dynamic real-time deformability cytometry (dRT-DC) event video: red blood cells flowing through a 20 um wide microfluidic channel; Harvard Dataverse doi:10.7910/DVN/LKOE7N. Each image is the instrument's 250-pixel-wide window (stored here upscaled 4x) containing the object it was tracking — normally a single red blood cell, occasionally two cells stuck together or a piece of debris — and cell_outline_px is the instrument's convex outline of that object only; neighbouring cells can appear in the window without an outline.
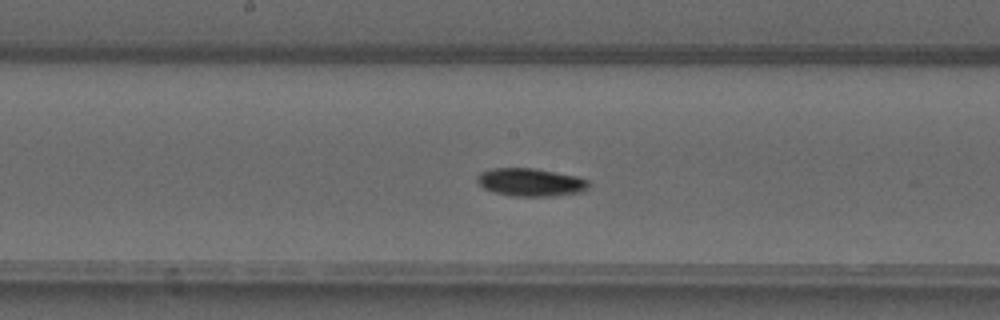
{"species": "common noctule bat (a hibernating species)", "species_latin": "Nyctalus noctula", "temperature_condition": "warm", "stored_images_in_passage": 47, "camera_frame_rate_fps": 3000, "um_per_image_px": 0.085, "animal": {"sex": "male", "forearm_length_mm": 52.5}, "frame": {"image": 1, "passage_image": 23, "time_ms": 7.333, "image_size_px": [1000, 320], "cell_outline_px": [[588, 188], [580, 192], [556, 196], [508, 196], [492, 192], [484, 188], [476, 180], [476, 176], [480, 172], [492, 168], [532, 168], [576, 176], [588, 180]], "centroid_in_image_um": [45.05, 15.5], "position_along_channel_um": 203.1, "area_um2": 18.21}}
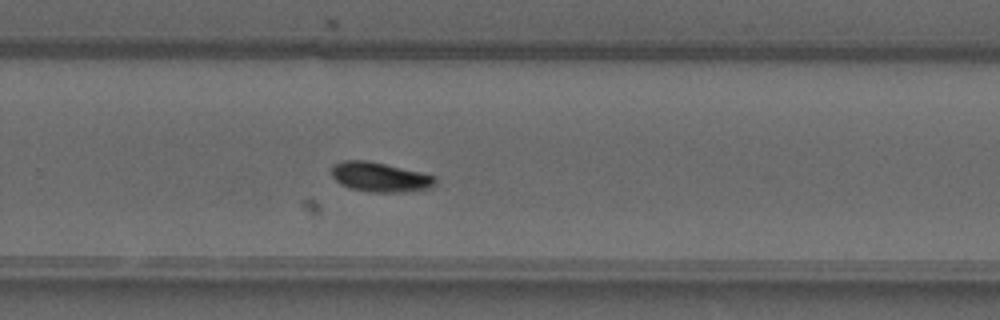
{"frame": {"image": 2, "passage_image": 30, "time_ms": 9.667, "image_size_px": [1000, 320], "cell_outline_px": [[436, 184], [432, 188], [404, 192], [368, 192], [348, 188], [340, 184], [332, 176], [332, 164], [344, 160], [368, 160], [420, 172], [436, 176]], "centroid_in_image_um": [32.29, 15.06], "position_along_channel_um": 297.5, "area_um2": 18.09}}
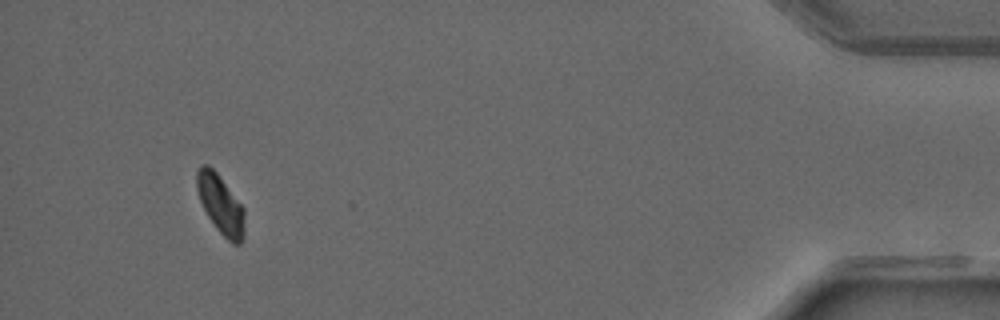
{"frame": {"image": 3, "passage_image": 44, "time_ms": 14.333, "image_size_px": [1000, 320], "cell_outline_px": [[244, 240], [240, 244], [232, 244], [216, 228], [208, 216], [200, 200], [196, 188], [196, 172], [200, 164], [208, 164], [216, 172], [244, 208]], "centroid_in_image_um": [18.74, 17.37], "position_along_channel_um": 416.5, "area_um2": 16.36}, "authors_computed_cell_mechanics": {"area_um2": 16.9932, "velocity_mm_per_s": 4.0686, "shape_relaxation_time_tau1_ms": 3.2087, "shape_relaxation_time_tau2_ms": null, "deformation_change_tau1": 0.1029, "deformation_change_tau2": null}}